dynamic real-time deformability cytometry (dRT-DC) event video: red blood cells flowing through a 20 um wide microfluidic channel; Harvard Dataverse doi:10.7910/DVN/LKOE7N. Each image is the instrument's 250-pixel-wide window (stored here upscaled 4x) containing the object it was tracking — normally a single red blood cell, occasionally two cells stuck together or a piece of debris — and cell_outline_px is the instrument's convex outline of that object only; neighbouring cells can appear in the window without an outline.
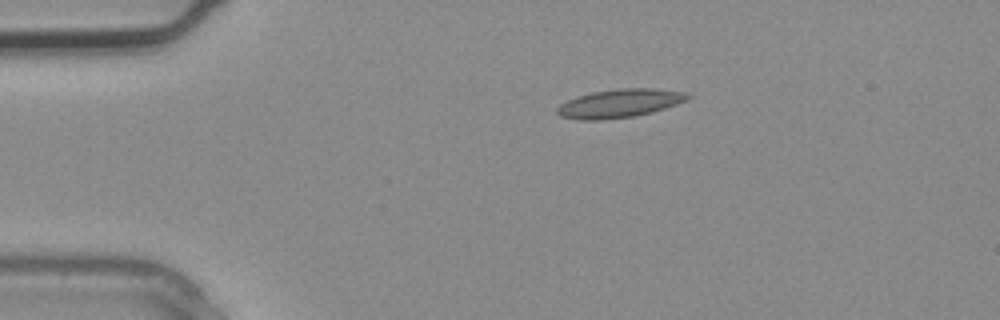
{"species": "common noctule bat (a hibernating species)", "species_latin": "Nyctalus noctula", "temperature_condition": "warm", "stored_images_in_passage": 2, "camera_frame_rate_fps": 3000, "um_per_image_px": 0.085, "animal": {"sex": "male", "body_mass_g": 20.4}, "frame": {"image": 1, "passage_image": 1, "time_ms": 0.0, "image_size_px": [1000, 320], "cell_outline_px": [[692, 96], [688, 100], [652, 112], [636, 116], [600, 120], [580, 120], [560, 116], [556, 112], [556, 108], [560, 104], [568, 100], [580, 96], [596, 92], [620, 88], [652, 88], [684, 92]], "centroid_in_image_um": [52.68, 8.79], "position_along_channel_um": 32.3, "area_um2": 21.44}}
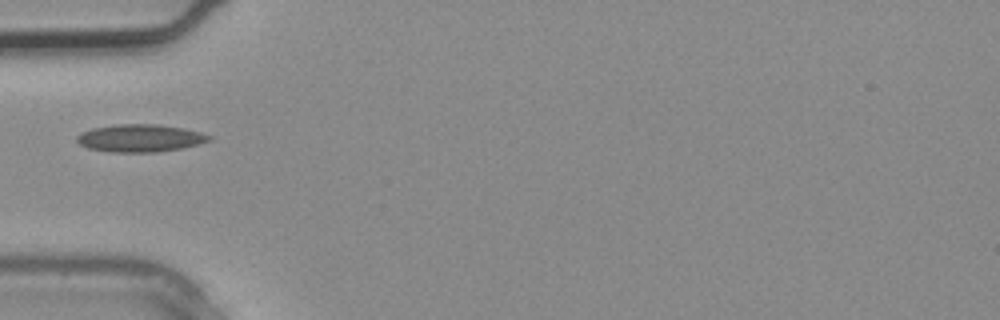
{"frame": {"image": 2, "passage_image": 2, "time_ms": 0.333, "image_size_px": [1000, 320], "cell_outline_px": [[212, 140], [180, 148], [156, 152], [112, 152], [88, 148], [80, 144], [76, 140], [76, 136], [80, 132], [92, 128], [116, 124], [156, 124], [184, 128], [200, 132], [212, 136]], "centroid_in_image_um": [11.88, 11.73], "position_along_channel_um": 73.1, "area_um2": 21.21}}